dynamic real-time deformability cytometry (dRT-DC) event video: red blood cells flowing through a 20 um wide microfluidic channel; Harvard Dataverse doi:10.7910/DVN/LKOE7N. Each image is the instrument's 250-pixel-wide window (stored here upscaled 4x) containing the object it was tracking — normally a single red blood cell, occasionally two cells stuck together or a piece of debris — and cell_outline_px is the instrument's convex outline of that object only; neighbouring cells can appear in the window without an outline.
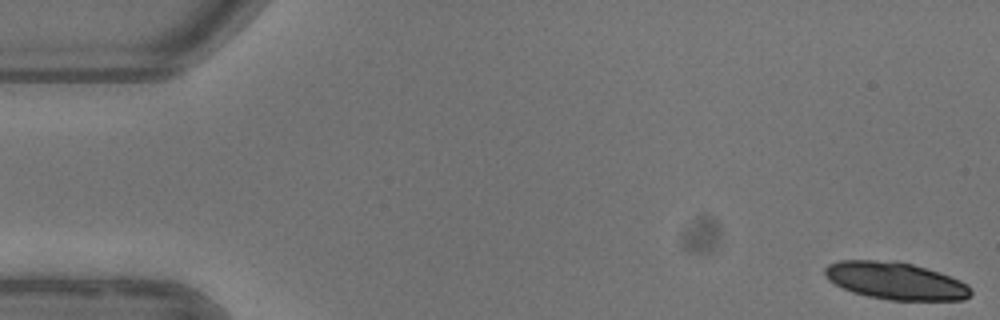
{"species": "common noctule bat (a hibernating species)", "species_latin": "Nyctalus noctula", "temperature_condition": "warm", "stored_images_in_passage": 5, "camera_frame_rate_fps": 3000, "um_per_image_px": 0.085, "animal": {"sex": "female"}, "frame": {"image": 1, "passage_image": 1, "time_ms": 0.0, "image_size_px": [1000, 320], "cell_outline_px": [[972, 296], [964, 300], [888, 300], [868, 296], [852, 292], [828, 280], [824, 276], [824, 268], [828, 264], [840, 260], [896, 260], [912, 264], [940, 272], [960, 280], [968, 284], [972, 288]], "centroid_in_image_um": [76.14, 23.86], "position_along_channel_um": 8.9, "area_um2": 32.08}}
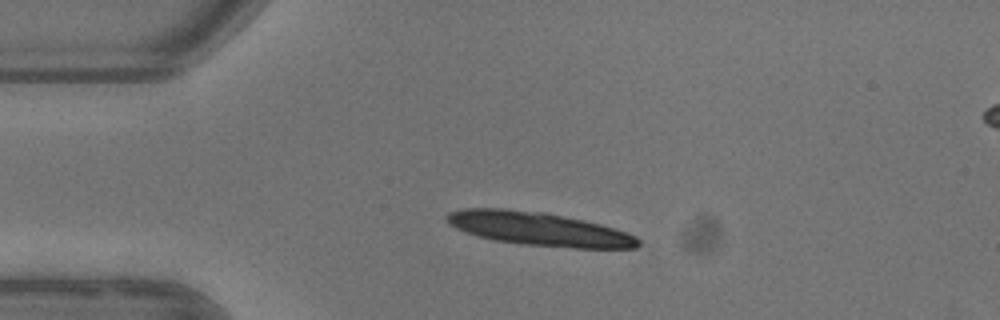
{"frame": {"image": 2, "passage_image": 4, "time_ms": 3.667, "image_size_px": [1000, 320], "cell_outline_px": [[640, 244], [636, 248], [576, 248], [524, 244], [492, 240], [464, 232], [448, 224], [444, 220], [444, 216], [448, 212], [464, 208], [504, 208], [544, 212], [584, 220], [616, 228], [628, 232], [636, 236], [640, 240]], "centroid_in_image_um": [45.78, 19.45], "position_along_channel_um": 39.2, "area_um2": 37.69}}